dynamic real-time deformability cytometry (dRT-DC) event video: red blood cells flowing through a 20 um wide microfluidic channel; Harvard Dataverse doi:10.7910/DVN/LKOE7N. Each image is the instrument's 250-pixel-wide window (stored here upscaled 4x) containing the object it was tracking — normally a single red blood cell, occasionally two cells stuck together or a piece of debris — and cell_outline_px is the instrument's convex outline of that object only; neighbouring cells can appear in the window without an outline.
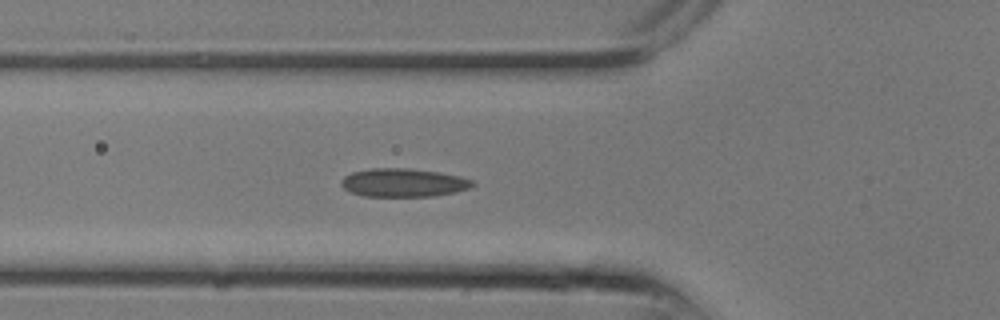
{"species": "common noctule bat (a hibernating species)", "species_latin": "Nyctalus noctula", "temperature_condition": "room temperature", "stored_images_in_passage": 23, "camera_frame_rate_fps": 3000, "um_per_image_px": 0.085, "animal": {"sex": "male", "body_mass_g": 13.3}, "frame": {"image": 1, "passage_image": 9, "time_ms": 2.667, "image_size_px": [1000, 320], "cell_outline_px": [[476, 184], [468, 188], [456, 192], [432, 196], [364, 196], [352, 192], [344, 188], [340, 184], [340, 180], [344, 176], [352, 172], [372, 168], [408, 168], [440, 172], [460, 176], [472, 180]], "centroid_in_image_um": [34.29, 15.52], "position_along_channel_um": 91.5, "area_um2": 21.73}}
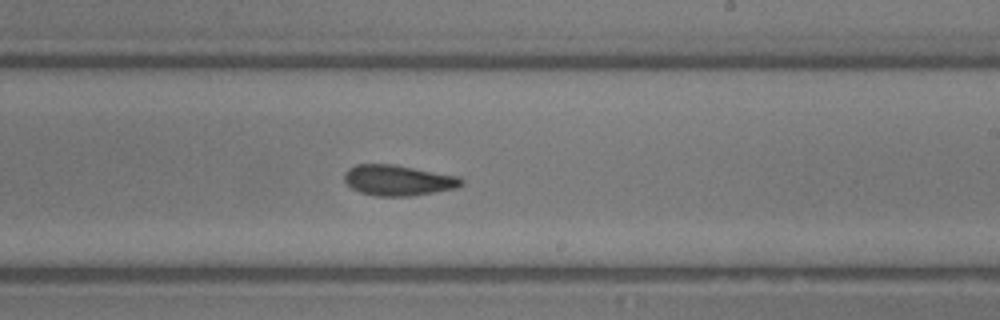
{"frame": {"image": 2, "passage_image": 15, "time_ms": 4.667, "image_size_px": [1000, 320], "cell_outline_px": [[464, 184], [456, 188], [408, 196], [376, 196], [360, 192], [352, 188], [344, 180], [344, 172], [348, 168], [356, 164], [392, 164], [460, 176], [464, 180]], "centroid_in_image_um": [33.84, 15.31], "position_along_channel_um": 255.2, "area_um2": 20.87}}
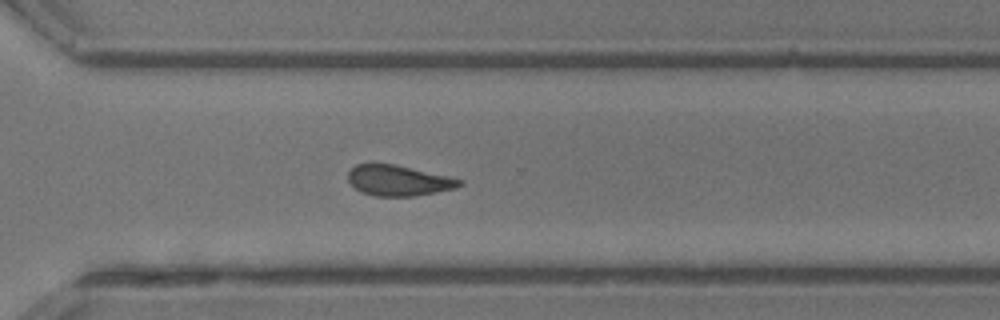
{"frame": {"image": 3, "passage_image": 18, "time_ms": 5.667, "image_size_px": [1000, 320], "cell_outline_px": [[464, 184], [456, 188], [416, 196], [376, 196], [364, 192], [356, 188], [348, 180], [348, 172], [356, 164], [396, 164], [448, 176], [464, 180]], "centroid_in_image_um": [33.92, 15.34], "position_along_channel_um": 336.7, "area_um2": 19.77}}